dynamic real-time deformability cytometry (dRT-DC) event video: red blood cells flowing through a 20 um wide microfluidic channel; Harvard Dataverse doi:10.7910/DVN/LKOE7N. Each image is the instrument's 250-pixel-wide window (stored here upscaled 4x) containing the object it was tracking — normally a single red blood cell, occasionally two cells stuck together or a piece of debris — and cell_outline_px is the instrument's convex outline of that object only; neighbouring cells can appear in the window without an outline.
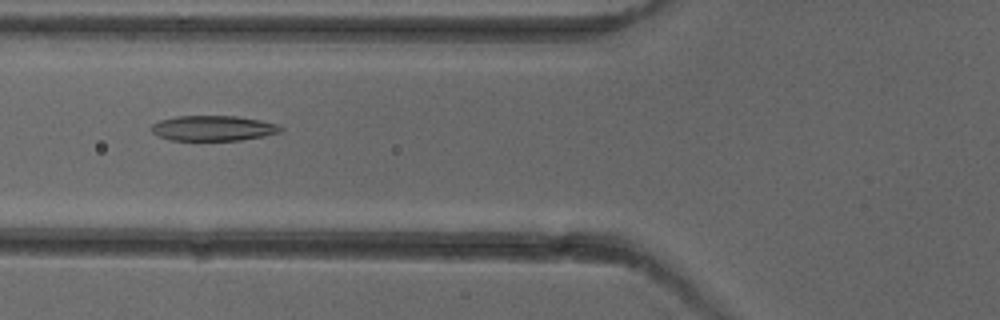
{"species": "common noctule bat (a hibernating species)", "species_latin": "Nyctalus noctula", "temperature_condition": "cold", "stored_images_in_passage": 7, "camera_frame_rate_fps": 3000, "um_per_image_px": 0.085, "animal": {"sex": "female"}, "frame": {"image": 1, "passage_image": 5, "time_ms": 5.333, "image_size_px": [1000, 320], "cell_outline_px": [[284, 128], [280, 132], [264, 136], [240, 140], [172, 140], [156, 136], [148, 128], [152, 124], [160, 120], [176, 116], [236, 116], [260, 120], [276, 124]], "centroid_in_image_um": [18.07, 10.9], "position_along_channel_um": 107.7, "area_um2": 19.07}}
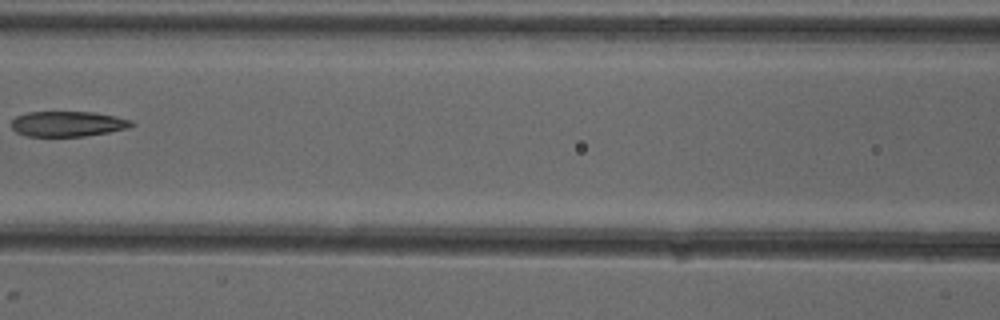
{"frame": {"image": 2, "passage_image": 6, "time_ms": 6.667, "image_size_px": [1000, 320], "cell_outline_px": [[136, 124], [128, 128], [108, 132], [84, 136], [28, 136], [16, 132], [12, 128], [12, 120], [16, 116], [28, 112], [96, 112], [116, 116], [132, 120]], "centroid_in_image_um": [5.79, 10.52], "position_along_channel_um": 160.8, "area_um2": 17.74}}
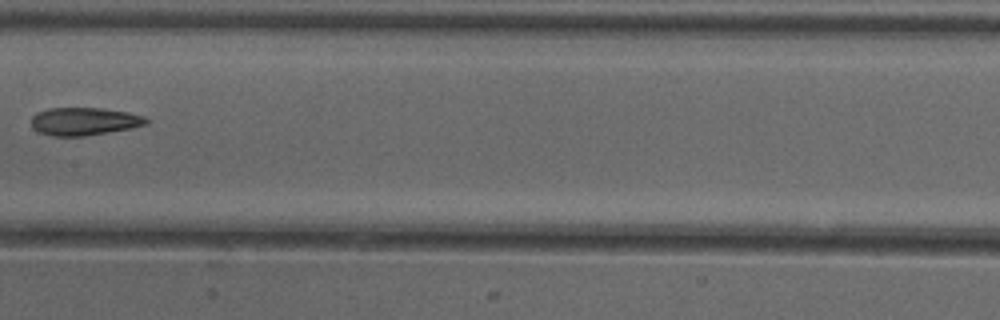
{"frame": {"image": 3, "passage_image": 7, "time_ms": 7.667, "image_size_px": [1000, 320], "cell_outline_px": [[148, 124], [132, 128], [84, 136], [52, 136], [40, 132], [32, 128], [32, 116], [36, 112], [48, 108], [104, 108], [128, 112], [144, 116], [148, 120]], "centroid_in_image_um": [7.16, 10.31], "position_along_channel_um": 200.2, "area_um2": 18.73}}